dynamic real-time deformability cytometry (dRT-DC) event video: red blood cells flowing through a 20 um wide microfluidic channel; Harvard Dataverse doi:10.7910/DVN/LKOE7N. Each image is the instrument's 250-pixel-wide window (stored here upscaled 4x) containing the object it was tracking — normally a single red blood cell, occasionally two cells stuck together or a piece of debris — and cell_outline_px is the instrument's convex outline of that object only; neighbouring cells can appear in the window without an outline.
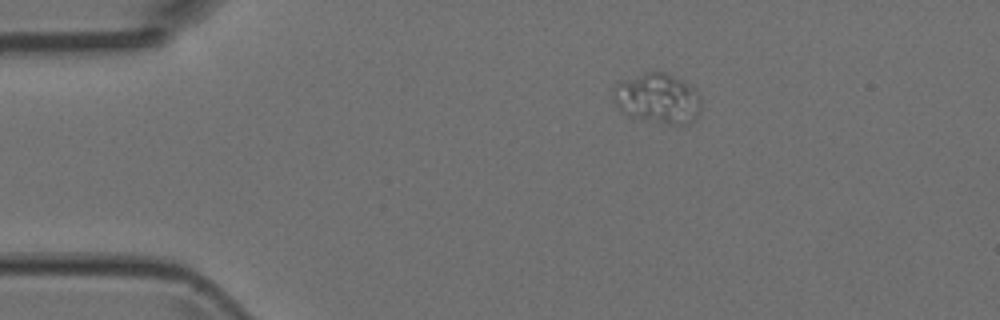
{"species": "Egyptian fruit bat (a non-hibernating species)", "species_latin": "Rousettus aegyptiacus", "temperature_condition": "room temperature", "stored_images_in_passage": 6, "segment_of_instrument_passage": [2, 2], "camera_frame_rate_fps": 3000, "um_per_image_px": 0.085, "animal": {"sex": "female"}, "frame": {"image": 1, "passage_image": 6, "time_ms": 1.667, "image_size_px": [1000, 320], "cell_outline_px": [[700, 108], [696, 120], [692, 124], [664, 124], [628, 116], [620, 112], [612, 100], [612, 88], [616, 84], [624, 80], [644, 72], [664, 72], [696, 88], [700, 96]], "centroid_in_image_um": [55.88, 8.39], "position_along_channel_um": 29.1, "area_um2": 26.07}}